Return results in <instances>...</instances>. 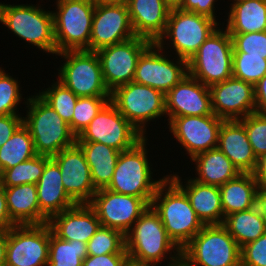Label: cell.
<instances>
[{"label": "cell", "instance_id": "obj_44", "mask_svg": "<svg viewBox=\"0 0 266 266\" xmlns=\"http://www.w3.org/2000/svg\"><path fill=\"white\" fill-rule=\"evenodd\" d=\"M128 263V254H103L88 255L82 266H127Z\"/></svg>", "mask_w": 266, "mask_h": 266}, {"label": "cell", "instance_id": "obj_28", "mask_svg": "<svg viewBox=\"0 0 266 266\" xmlns=\"http://www.w3.org/2000/svg\"><path fill=\"white\" fill-rule=\"evenodd\" d=\"M191 160L195 162L198 174V177L193 179L203 184L220 187L240 174L230 159L218 148L199 153Z\"/></svg>", "mask_w": 266, "mask_h": 266}, {"label": "cell", "instance_id": "obj_13", "mask_svg": "<svg viewBox=\"0 0 266 266\" xmlns=\"http://www.w3.org/2000/svg\"><path fill=\"white\" fill-rule=\"evenodd\" d=\"M49 224L15 225L7 231L5 266H48Z\"/></svg>", "mask_w": 266, "mask_h": 266}, {"label": "cell", "instance_id": "obj_26", "mask_svg": "<svg viewBox=\"0 0 266 266\" xmlns=\"http://www.w3.org/2000/svg\"><path fill=\"white\" fill-rule=\"evenodd\" d=\"M36 187L40 211L48 219L77 204L66 193L60 168L51 157L45 156V168Z\"/></svg>", "mask_w": 266, "mask_h": 266}, {"label": "cell", "instance_id": "obj_32", "mask_svg": "<svg viewBox=\"0 0 266 266\" xmlns=\"http://www.w3.org/2000/svg\"><path fill=\"white\" fill-rule=\"evenodd\" d=\"M222 225L240 247L266 233V220L256 206L225 216Z\"/></svg>", "mask_w": 266, "mask_h": 266}, {"label": "cell", "instance_id": "obj_36", "mask_svg": "<svg viewBox=\"0 0 266 266\" xmlns=\"http://www.w3.org/2000/svg\"><path fill=\"white\" fill-rule=\"evenodd\" d=\"M88 255L128 254L125 249V235L116 229L100 226L87 242Z\"/></svg>", "mask_w": 266, "mask_h": 266}, {"label": "cell", "instance_id": "obj_53", "mask_svg": "<svg viewBox=\"0 0 266 266\" xmlns=\"http://www.w3.org/2000/svg\"><path fill=\"white\" fill-rule=\"evenodd\" d=\"M170 266H190L187 264L182 258H180L177 262L173 263Z\"/></svg>", "mask_w": 266, "mask_h": 266}, {"label": "cell", "instance_id": "obj_7", "mask_svg": "<svg viewBox=\"0 0 266 266\" xmlns=\"http://www.w3.org/2000/svg\"><path fill=\"white\" fill-rule=\"evenodd\" d=\"M0 22L28 44L44 52L57 54L52 11L32 4L0 3Z\"/></svg>", "mask_w": 266, "mask_h": 266}, {"label": "cell", "instance_id": "obj_50", "mask_svg": "<svg viewBox=\"0 0 266 266\" xmlns=\"http://www.w3.org/2000/svg\"><path fill=\"white\" fill-rule=\"evenodd\" d=\"M255 206L266 220V186H258Z\"/></svg>", "mask_w": 266, "mask_h": 266}, {"label": "cell", "instance_id": "obj_30", "mask_svg": "<svg viewBox=\"0 0 266 266\" xmlns=\"http://www.w3.org/2000/svg\"><path fill=\"white\" fill-rule=\"evenodd\" d=\"M219 189L224 217L255 206L258 183L253 173H240Z\"/></svg>", "mask_w": 266, "mask_h": 266}, {"label": "cell", "instance_id": "obj_42", "mask_svg": "<svg viewBox=\"0 0 266 266\" xmlns=\"http://www.w3.org/2000/svg\"><path fill=\"white\" fill-rule=\"evenodd\" d=\"M232 37L233 52L264 56L266 59V31L251 33H229Z\"/></svg>", "mask_w": 266, "mask_h": 266}, {"label": "cell", "instance_id": "obj_25", "mask_svg": "<svg viewBox=\"0 0 266 266\" xmlns=\"http://www.w3.org/2000/svg\"><path fill=\"white\" fill-rule=\"evenodd\" d=\"M187 195L192 208L203 225H219L224 221L220 189L192 178L185 186L177 174L168 175Z\"/></svg>", "mask_w": 266, "mask_h": 266}, {"label": "cell", "instance_id": "obj_8", "mask_svg": "<svg viewBox=\"0 0 266 266\" xmlns=\"http://www.w3.org/2000/svg\"><path fill=\"white\" fill-rule=\"evenodd\" d=\"M233 42L229 32L218 27L187 61L188 74L206 86L233 77Z\"/></svg>", "mask_w": 266, "mask_h": 266}, {"label": "cell", "instance_id": "obj_31", "mask_svg": "<svg viewBox=\"0 0 266 266\" xmlns=\"http://www.w3.org/2000/svg\"><path fill=\"white\" fill-rule=\"evenodd\" d=\"M231 5L226 25L229 33L266 31V0H245Z\"/></svg>", "mask_w": 266, "mask_h": 266}, {"label": "cell", "instance_id": "obj_47", "mask_svg": "<svg viewBox=\"0 0 266 266\" xmlns=\"http://www.w3.org/2000/svg\"><path fill=\"white\" fill-rule=\"evenodd\" d=\"M255 112L266 116V75L254 85Z\"/></svg>", "mask_w": 266, "mask_h": 266}, {"label": "cell", "instance_id": "obj_14", "mask_svg": "<svg viewBox=\"0 0 266 266\" xmlns=\"http://www.w3.org/2000/svg\"><path fill=\"white\" fill-rule=\"evenodd\" d=\"M151 44V41L135 36L96 51L104 82L110 92L134 80L138 59Z\"/></svg>", "mask_w": 266, "mask_h": 266}, {"label": "cell", "instance_id": "obj_39", "mask_svg": "<svg viewBox=\"0 0 266 266\" xmlns=\"http://www.w3.org/2000/svg\"><path fill=\"white\" fill-rule=\"evenodd\" d=\"M110 99L111 96L78 97L72 121L69 123L70 129L76 137L81 134Z\"/></svg>", "mask_w": 266, "mask_h": 266}, {"label": "cell", "instance_id": "obj_3", "mask_svg": "<svg viewBox=\"0 0 266 266\" xmlns=\"http://www.w3.org/2000/svg\"><path fill=\"white\" fill-rule=\"evenodd\" d=\"M26 101L23 124L29 129L36 154L53 157L76 144L77 137L69 124L38 93Z\"/></svg>", "mask_w": 266, "mask_h": 266}, {"label": "cell", "instance_id": "obj_9", "mask_svg": "<svg viewBox=\"0 0 266 266\" xmlns=\"http://www.w3.org/2000/svg\"><path fill=\"white\" fill-rule=\"evenodd\" d=\"M218 25L217 21L209 17L173 6L165 32L156 44L163 49L165 38H169L177 57L188 61Z\"/></svg>", "mask_w": 266, "mask_h": 266}, {"label": "cell", "instance_id": "obj_54", "mask_svg": "<svg viewBox=\"0 0 266 266\" xmlns=\"http://www.w3.org/2000/svg\"><path fill=\"white\" fill-rule=\"evenodd\" d=\"M172 6H178L182 0H167Z\"/></svg>", "mask_w": 266, "mask_h": 266}, {"label": "cell", "instance_id": "obj_55", "mask_svg": "<svg viewBox=\"0 0 266 266\" xmlns=\"http://www.w3.org/2000/svg\"><path fill=\"white\" fill-rule=\"evenodd\" d=\"M127 266H154V265H139V264H135V263L129 262L127 264Z\"/></svg>", "mask_w": 266, "mask_h": 266}, {"label": "cell", "instance_id": "obj_34", "mask_svg": "<svg viewBox=\"0 0 266 266\" xmlns=\"http://www.w3.org/2000/svg\"><path fill=\"white\" fill-rule=\"evenodd\" d=\"M87 256V243L79 240H62L49 226L48 266H82Z\"/></svg>", "mask_w": 266, "mask_h": 266}, {"label": "cell", "instance_id": "obj_49", "mask_svg": "<svg viewBox=\"0 0 266 266\" xmlns=\"http://www.w3.org/2000/svg\"><path fill=\"white\" fill-rule=\"evenodd\" d=\"M253 174L258 186H266V154L258 158L257 167Z\"/></svg>", "mask_w": 266, "mask_h": 266}, {"label": "cell", "instance_id": "obj_56", "mask_svg": "<svg viewBox=\"0 0 266 266\" xmlns=\"http://www.w3.org/2000/svg\"><path fill=\"white\" fill-rule=\"evenodd\" d=\"M239 1H245V0H234L233 3L239 2Z\"/></svg>", "mask_w": 266, "mask_h": 266}, {"label": "cell", "instance_id": "obj_20", "mask_svg": "<svg viewBox=\"0 0 266 266\" xmlns=\"http://www.w3.org/2000/svg\"><path fill=\"white\" fill-rule=\"evenodd\" d=\"M165 111L168 122L174 117L215 115L209 86L187 74L165 94Z\"/></svg>", "mask_w": 266, "mask_h": 266}, {"label": "cell", "instance_id": "obj_16", "mask_svg": "<svg viewBox=\"0 0 266 266\" xmlns=\"http://www.w3.org/2000/svg\"><path fill=\"white\" fill-rule=\"evenodd\" d=\"M162 51L156 43H152L141 54L133 81L165 95L188 74V67L186 60L177 57L178 61L174 63Z\"/></svg>", "mask_w": 266, "mask_h": 266}, {"label": "cell", "instance_id": "obj_12", "mask_svg": "<svg viewBox=\"0 0 266 266\" xmlns=\"http://www.w3.org/2000/svg\"><path fill=\"white\" fill-rule=\"evenodd\" d=\"M144 137L109 101L81 132L76 142H99L122 152L134 147Z\"/></svg>", "mask_w": 266, "mask_h": 266}, {"label": "cell", "instance_id": "obj_37", "mask_svg": "<svg viewBox=\"0 0 266 266\" xmlns=\"http://www.w3.org/2000/svg\"><path fill=\"white\" fill-rule=\"evenodd\" d=\"M51 86L45 91H39V96L69 124L78 96L58 80Z\"/></svg>", "mask_w": 266, "mask_h": 266}, {"label": "cell", "instance_id": "obj_29", "mask_svg": "<svg viewBox=\"0 0 266 266\" xmlns=\"http://www.w3.org/2000/svg\"><path fill=\"white\" fill-rule=\"evenodd\" d=\"M84 153L96 190L107 188L112 181L120 151L99 142H76Z\"/></svg>", "mask_w": 266, "mask_h": 266}, {"label": "cell", "instance_id": "obj_27", "mask_svg": "<svg viewBox=\"0 0 266 266\" xmlns=\"http://www.w3.org/2000/svg\"><path fill=\"white\" fill-rule=\"evenodd\" d=\"M7 209L16 225L44 224L49 219L40 211L36 184L4 187Z\"/></svg>", "mask_w": 266, "mask_h": 266}, {"label": "cell", "instance_id": "obj_51", "mask_svg": "<svg viewBox=\"0 0 266 266\" xmlns=\"http://www.w3.org/2000/svg\"><path fill=\"white\" fill-rule=\"evenodd\" d=\"M7 250V231L0 230V266H5Z\"/></svg>", "mask_w": 266, "mask_h": 266}, {"label": "cell", "instance_id": "obj_24", "mask_svg": "<svg viewBox=\"0 0 266 266\" xmlns=\"http://www.w3.org/2000/svg\"><path fill=\"white\" fill-rule=\"evenodd\" d=\"M217 148L222 151L240 173H254L255 156L244 125L239 120L223 121Z\"/></svg>", "mask_w": 266, "mask_h": 266}, {"label": "cell", "instance_id": "obj_17", "mask_svg": "<svg viewBox=\"0 0 266 266\" xmlns=\"http://www.w3.org/2000/svg\"><path fill=\"white\" fill-rule=\"evenodd\" d=\"M223 119L216 115L174 117L169 131L186 149L190 160L197 154L218 146L219 131Z\"/></svg>", "mask_w": 266, "mask_h": 266}, {"label": "cell", "instance_id": "obj_11", "mask_svg": "<svg viewBox=\"0 0 266 266\" xmlns=\"http://www.w3.org/2000/svg\"><path fill=\"white\" fill-rule=\"evenodd\" d=\"M110 101L143 136L146 134L148 121L161 118L164 114L166 116L165 95L134 81L117 87L111 92Z\"/></svg>", "mask_w": 266, "mask_h": 266}, {"label": "cell", "instance_id": "obj_22", "mask_svg": "<svg viewBox=\"0 0 266 266\" xmlns=\"http://www.w3.org/2000/svg\"><path fill=\"white\" fill-rule=\"evenodd\" d=\"M52 232L62 240L87 243L101 226L96 212L88 203H77L53 215L49 221Z\"/></svg>", "mask_w": 266, "mask_h": 266}, {"label": "cell", "instance_id": "obj_40", "mask_svg": "<svg viewBox=\"0 0 266 266\" xmlns=\"http://www.w3.org/2000/svg\"><path fill=\"white\" fill-rule=\"evenodd\" d=\"M239 121L245 127L257 159L266 154V116L254 112Z\"/></svg>", "mask_w": 266, "mask_h": 266}, {"label": "cell", "instance_id": "obj_18", "mask_svg": "<svg viewBox=\"0 0 266 266\" xmlns=\"http://www.w3.org/2000/svg\"><path fill=\"white\" fill-rule=\"evenodd\" d=\"M135 37L127 5L95 4L89 51L114 45Z\"/></svg>", "mask_w": 266, "mask_h": 266}, {"label": "cell", "instance_id": "obj_5", "mask_svg": "<svg viewBox=\"0 0 266 266\" xmlns=\"http://www.w3.org/2000/svg\"><path fill=\"white\" fill-rule=\"evenodd\" d=\"M190 266H241V247L222 225H204L181 250Z\"/></svg>", "mask_w": 266, "mask_h": 266}, {"label": "cell", "instance_id": "obj_52", "mask_svg": "<svg viewBox=\"0 0 266 266\" xmlns=\"http://www.w3.org/2000/svg\"><path fill=\"white\" fill-rule=\"evenodd\" d=\"M98 3L104 4H124L127 5L129 0H95Z\"/></svg>", "mask_w": 266, "mask_h": 266}, {"label": "cell", "instance_id": "obj_19", "mask_svg": "<svg viewBox=\"0 0 266 266\" xmlns=\"http://www.w3.org/2000/svg\"><path fill=\"white\" fill-rule=\"evenodd\" d=\"M213 113L224 121L240 120L255 112L254 85L231 77L209 86Z\"/></svg>", "mask_w": 266, "mask_h": 266}, {"label": "cell", "instance_id": "obj_48", "mask_svg": "<svg viewBox=\"0 0 266 266\" xmlns=\"http://www.w3.org/2000/svg\"><path fill=\"white\" fill-rule=\"evenodd\" d=\"M15 225L7 209L5 189L0 185V230L8 231Z\"/></svg>", "mask_w": 266, "mask_h": 266}, {"label": "cell", "instance_id": "obj_10", "mask_svg": "<svg viewBox=\"0 0 266 266\" xmlns=\"http://www.w3.org/2000/svg\"><path fill=\"white\" fill-rule=\"evenodd\" d=\"M56 55L66 59L60 67L57 80L78 97L111 96L95 51H64Z\"/></svg>", "mask_w": 266, "mask_h": 266}, {"label": "cell", "instance_id": "obj_15", "mask_svg": "<svg viewBox=\"0 0 266 266\" xmlns=\"http://www.w3.org/2000/svg\"><path fill=\"white\" fill-rule=\"evenodd\" d=\"M96 212L101 226L121 231L124 235L151 205L146 199L99 189L88 203Z\"/></svg>", "mask_w": 266, "mask_h": 266}, {"label": "cell", "instance_id": "obj_41", "mask_svg": "<svg viewBox=\"0 0 266 266\" xmlns=\"http://www.w3.org/2000/svg\"><path fill=\"white\" fill-rule=\"evenodd\" d=\"M0 69V115L18 114L17 105L22 101L18 80Z\"/></svg>", "mask_w": 266, "mask_h": 266}, {"label": "cell", "instance_id": "obj_38", "mask_svg": "<svg viewBox=\"0 0 266 266\" xmlns=\"http://www.w3.org/2000/svg\"><path fill=\"white\" fill-rule=\"evenodd\" d=\"M232 71L234 78L255 85L266 75V59L264 56L233 52Z\"/></svg>", "mask_w": 266, "mask_h": 266}, {"label": "cell", "instance_id": "obj_45", "mask_svg": "<svg viewBox=\"0 0 266 266\" xmlns=\"http://www.w3.org/2000/svg\"><path fill=\"white\" fill-rule=\"evenodd\" d=\"M215 0H182L177 6L181 10L191 11L209 17L216 21L215 16Z\"/></svg>", "mask_w": 266, "mask_h": 266}, {"label": "cell", "instance_id": "obj_1", "mask_svg": "<svg viewBox=\"0 0 266 266\" xmlns=\"http://www.w3.org/2000/svg\"><path fill=\"white\" fill-rule=\"evenodd\" d=\"M125 249L129 262L139 265H158L168 252L171 257L167 266L181 258V250L168 237L159 214L151 205L125 234Z\"/></svg>", "mask_w": 266, "mask_h": 266}, {"label": "cell", "instance_id": "obj_4", "mask_svg": "<svg viewBox=\"0 0 266 266\" xmlns=\"http://www.w3.org/2000/svg\"><path fill=\"white\" fill-rule=\"evenodd\" d=\"M146 136L131 149L122 151L113 178L106 188L112 192L146 199L150 204L159 185L167 177L152 179V169L147 159Z\"/></svg>", "mask_w": 266, "mask_h": 266}, {"label": "cell", "instance_id": "obj_23", "mask_svg": "<svg viewBox=\"0 0 266 266\" xmlns=\"http://www.w3.org/2000/svg\"><path fill=\"white\" fill-rule=\"evenodd\" d=\"M127 7L135 36L156 43L165 32L173 6L167 0H129Z\"/></svg>", "mask_w": 266, "mask_h": 266}, {"label": "cell", "instance_id": "obj_43", "mask_svg": "<svg viewBox=\"0 0 266 266\" xmlns=\"http://www.w3.org/2000/svg\"><path fill=\"white\" fill-rule=\"evenodd\" d=\"M241 266H266V233L241 247Z\"/></svg>", "mask_w": 266, "mask_h": 266}, {"label": "cell", "instance_id": "obj_21", "mask_svg": "<svg viewBox=\"0 0 266 266\" xmlns=\"http://www.w3.org/2000/svg\"><path fill=\"white\" fill-rule=\"evenodd\" d=\"M59 166L66 193L76 203H89L96 193L91 170L81 148L75 144L51 157Z\"/></svg>", "mask_w": 266, "mask_h": 266}, {"label": "cell", "instance_id": "obj_33", "mask_svg": "<svg viewBox=\"0 0 266 266\" xmlns=\"http://www.w3.org/2000/svg\"><path fill=\"white\" fill-rule=\"evenodd\" d=\"M35 155L37 154L29 129L22 124L0 147V174Z\"/></svg>", "mask_w": 266, "mask_h": 266}, {"label": "cell", "instance_id": "obj_6", "mask_svg": "<svg viewBox=\"0 0 266 266\" xmlns=\"http://www.w3.org/2000/svg\"><path fill=\"white\" fill-rule=\"evenodd\" d=\"M53 13L57 53L89 51L95 0H57Z\"/></svg>", "mask_w": 266, "mask_h": 266}, {"label": "cell", "instance_id": "obj_46", "mask_svg": "<svg viewBox=\"0 0 266 266\" xmlns=\"http://www.w3.org/2000/svg\"><path fill=\"white\" fill-rule=\"evenodd\" d=\"M23 124V117L19 114L0 115V147L15 133Z\"/></svg>", "mask_w": 266, "mask_h": 266}, {"label": "cell", "instance_id": "obj_2", "mask_svg": "<svg viewBox=\"0 0 266 266\" xmlns=\"http://www.w3.org/2000/svg\"><path fill=\"white\" fill-rule=\"evenodd\" d=\"M151 206L159 214L168 237L180 250L204 226L185 192L168 175L157 188Z\"/></svg>", "mask_w": 266, "mask_h": 266}, {"label": "cell", "instance_id": "obj_35", "mask_svg": "<svg viewBox=\"0 0 266 266\" xmlns=\"http://www.w3.org/2000/svg\"><path fill=\"white\" fill-rule=\"evenodd\" d=\"M45 168V156L34 157L19 163L18 165L4 170L0 174V185L12 187L22 184H37Z\"/></svg>", "mask_w": 266, "mask_h": 266}]
</instances>
